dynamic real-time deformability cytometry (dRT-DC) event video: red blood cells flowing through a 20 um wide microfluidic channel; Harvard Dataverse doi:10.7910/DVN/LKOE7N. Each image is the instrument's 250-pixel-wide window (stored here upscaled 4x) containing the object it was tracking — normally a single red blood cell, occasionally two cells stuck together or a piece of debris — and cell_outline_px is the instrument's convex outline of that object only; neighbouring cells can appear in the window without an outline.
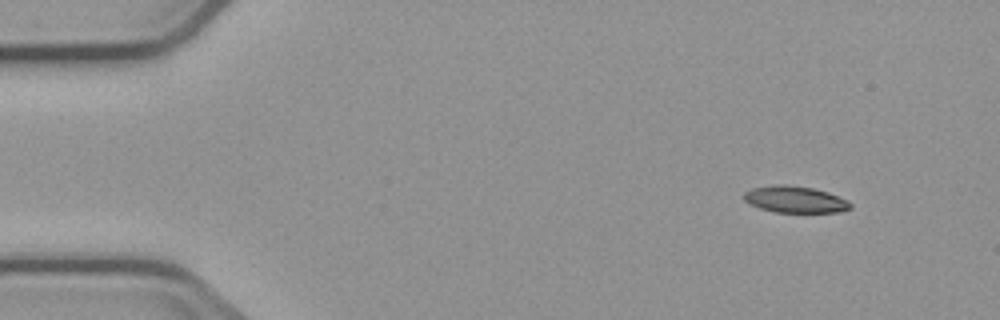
{"species": "common noctule bat (a hibernating species)", "species_latin": "Nyctalus noctula", "temperature_condition": "cold", "stored_images_in_passage": 4, "camera_frame_rate_fps": 3000, "um_per_image_px": 0.085, "animal": {"sex": "male", "body_mass_g": 23.1, "forearm_length_mm": 52.7}, "frame": {"image": 1, "passage_image": 1, "time_ms": 0.0, "image_size_px": [1000, 320], "cell_outline_px": [[852, 208], [836, 212], [776, 212], [760, 208], [748, 204], [744, 200], [744, 192], [752, 188], [772, 184], [784, 184], [812, 188], [828, 192], [848, 200], [852, 204]], "centroid_in_image_um": [67.56, 16.94], "position_along_channel_um": 17.4, "area_um2": 16.59}}
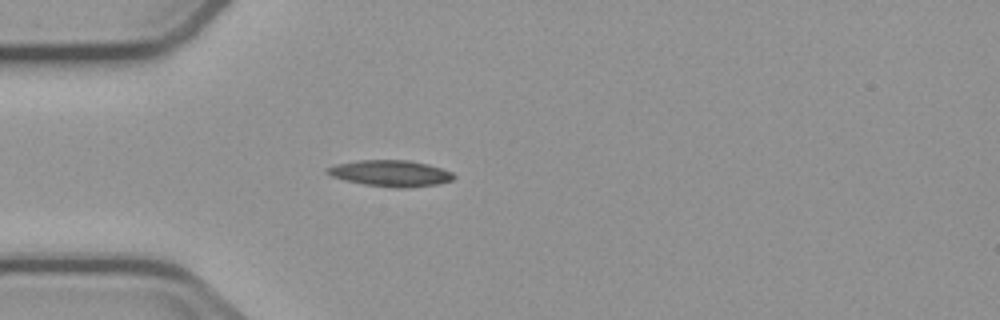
{"frame": {"image": 2, "passage_image": 4, "time_ms": 3.333, "image_size_px": [1000, 320], "cell_outline_px": [[456, 176], [452, 180], [436, 184], [408, 188], [392, 188], [364, 184], [344, 180], [332, 176], [324, 172], [324, 168], [336, 164], [356, 160], [408, 160], [428, 164], [452, 172]], "centroid_in_image_um": [33.16, 14.73], "position_along_channel_um": 51.8, "area_um2": 19.48}}